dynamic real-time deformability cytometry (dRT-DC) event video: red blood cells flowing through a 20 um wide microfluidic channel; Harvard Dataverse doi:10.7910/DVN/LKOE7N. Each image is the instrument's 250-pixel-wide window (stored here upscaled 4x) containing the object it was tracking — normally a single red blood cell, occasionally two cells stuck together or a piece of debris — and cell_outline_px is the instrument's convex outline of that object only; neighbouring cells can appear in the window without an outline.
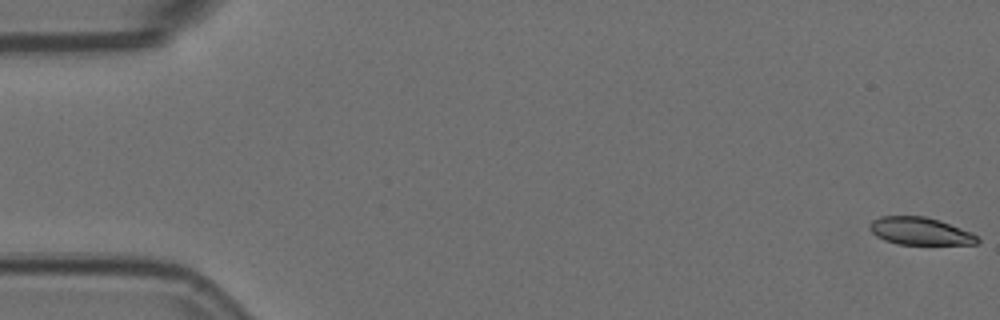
{"species": "Egyptian fruit bat (a non-hibernating species)", "species_latin": "Rousettus aegyptiacus", "temperature_condition": "room temperature", "stored_images_in_passage": 6, "camera_frame_rate_fps": 3000, "um_per_image_px": 0.085, "animal": {"sex": "female"}, "frame": {"image": 1, "passage_image": 1, "time_ms": 0.0, "image_size_px": [1000, 320], "cell_outline_px": [[980, 240], [976, 244], [896, 244], [884, 240], [876, 236], [868, 228], [872, 220], [880, 216], [924, 216], [940, 220], [972, 232]], "centroid_in_image_um": [78.19, 19.64], "position_along_channel_um": 6.8, "area_um2": 17.34}}
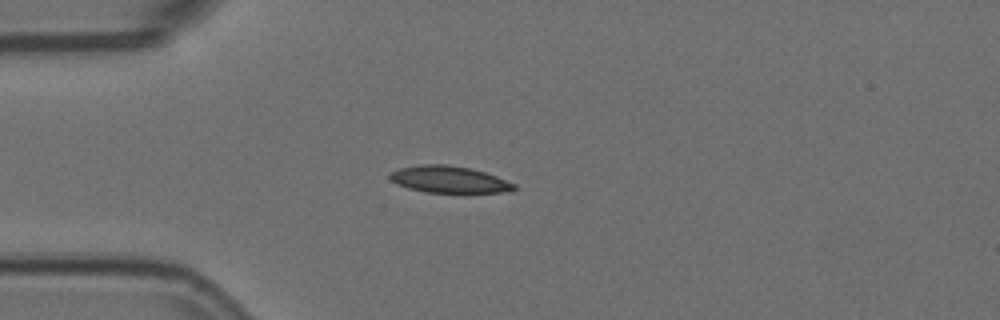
{"frame": {"image": 2, "passage_image": 5, "time_ms": 1.333, "image_size_px": [1000, 320], "cell_outline_px": [[516, 188], [512, 192], [468, 196], [424, 192], [408, 188], [396, 184], [388, 176], [392, 172], [400, 168], [420, 164], [444, 164], [472, 168], [496, 176], [516, 184]], "centroid_in_image_um": [38.28, 15.32], "position_along_channel_um": 46.7, "area_um2": 20.63}}